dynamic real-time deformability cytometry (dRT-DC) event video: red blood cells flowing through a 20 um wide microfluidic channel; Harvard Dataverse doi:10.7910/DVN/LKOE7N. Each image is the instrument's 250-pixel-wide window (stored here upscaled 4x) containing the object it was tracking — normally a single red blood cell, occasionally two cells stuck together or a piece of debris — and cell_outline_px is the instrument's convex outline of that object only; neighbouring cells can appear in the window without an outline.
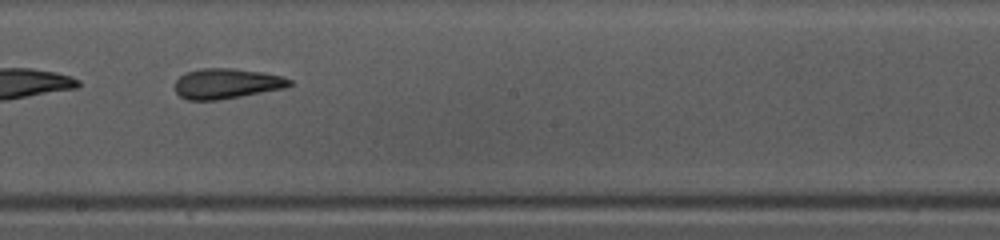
{"species": "common noctule bat (a hibernating species)", "species_latin": "Nyctalus noctula", "temperature_condition": "warm", "stored_images_in_passage": 48, "camera_frame_rate_fps": 3000, "um_per_image_px": 0.085, "animal": {"sex": "female", "body_mass_g": 10.0, "forearm_length_mm": 53.1}, "frame": {"image": 1, "passage_image": 28, "time_ms": 9.0, "image_size_px": [1000, 240], "cell_outline_px": [[292, 84], [284, 88], [220, 100], [188, 100], [180, 96], [176, 92], [176, 80], [184, 72], [200, 68], [232, 68], [264, 72], [280, 76], [292, 80]], "centroid_in_image_um": [19.25, 7.1], "position_along_channel_um": 229.0, "area_um2": 20.23}, "authors_computed_cell_mechanics": {"area_um2": 22.1952, "velocity_mm_per_s": 4.0551, "shape_relaxation_time_tau1_ms": 6.7098, "shape_relaxation_time_tau2_ms": 1.9952, "deformation_change_tau1": 0.2133, "deformation_change_tau2": 0.0934}}